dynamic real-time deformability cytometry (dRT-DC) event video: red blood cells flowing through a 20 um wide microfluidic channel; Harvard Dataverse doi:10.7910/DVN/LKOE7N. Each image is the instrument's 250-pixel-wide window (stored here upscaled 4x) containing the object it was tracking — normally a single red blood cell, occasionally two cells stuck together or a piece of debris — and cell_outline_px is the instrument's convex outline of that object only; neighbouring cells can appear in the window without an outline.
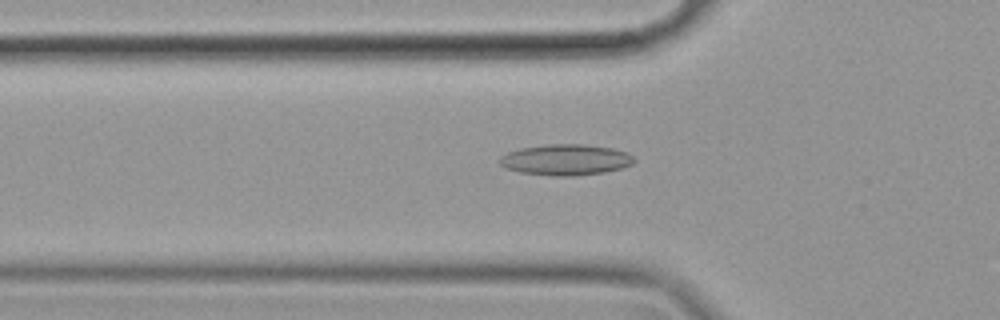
{"species": "common noctule bat (a hibernating species)", "species_latin": "Nyctalus noctula", "temperature_condition": "cold", "stored_images_in_passage": 44, "camera_frame_rate_fps": 3000, "um_per_image_px": 0.085, "animal": {"sex": "female", "body_mass_g": 19.9}, "frame": {"image": 1, "passage_image": 12, "time_ms": 3.667, "image_size_px": [1000, 320], "cell_outline_px": [[636, 160], [632, 164], [620, 168], [604, 172], [572, 176], [552, 176], [520, 172], [504, 168], [500, 164], [500, 156], [508, 152], [520, 148], [548, 144], [584, 144], [612, 148], [628, 152]], "centroid_in_image_um": [48.07, 13.58], "position_along_channel_um": 77.7, "area_um2": 24.28}}
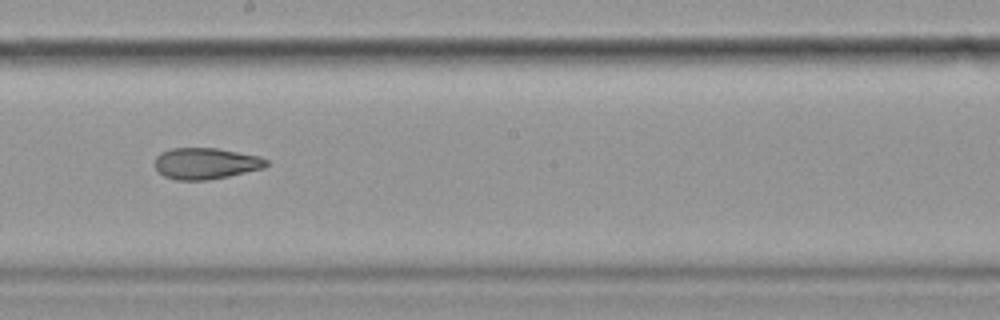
{"frame": {"image": 2, "passage_image": 25, "time_ms": 8.0, "image_size_px": [1000, 320], "cell_outline_px": [[268, 164], [264, 168], [228, 176], [208, 180], [176, 180], [164, 176], [156, 168], [156, 156], [160, 152], [172, 148], [216, 148], [260, 156], [268, 160]], "centroid_in_image_um": [17.5, 13.89], "position_along_channel_um": 230.7, "area_um2": 20.29}}
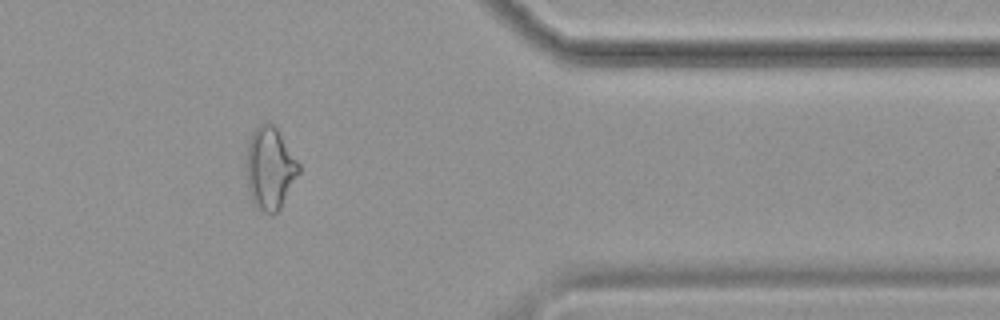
{"frame": {"image": 3, "passage_image": 40, "time_ms": 13.0, "image_size_px": [1000, 320], "cell_outline_px": [[300, 172], [280, 208], [272, 216], [256, 208], [252, 204], [248, 184], [248, 140], [252, 132], [264, 120], [268, 120], [276, 128], [300, 164]], "centroid_in_image_um": [22.96, 14.31], "position_along_channel_um": 388.4, "area_um2": 24.97}, "authors_computed_cell_mechanics": {"area_um2": 21.097, "velocity_mm_per_s": 3.5322, "shape_relaxation_time_tau1_ms": null, "shape_relaxation_time_tau2_ms": 4.22, "deformation_change_tau1": null, "deformation_change_tau2": 0.1277}}